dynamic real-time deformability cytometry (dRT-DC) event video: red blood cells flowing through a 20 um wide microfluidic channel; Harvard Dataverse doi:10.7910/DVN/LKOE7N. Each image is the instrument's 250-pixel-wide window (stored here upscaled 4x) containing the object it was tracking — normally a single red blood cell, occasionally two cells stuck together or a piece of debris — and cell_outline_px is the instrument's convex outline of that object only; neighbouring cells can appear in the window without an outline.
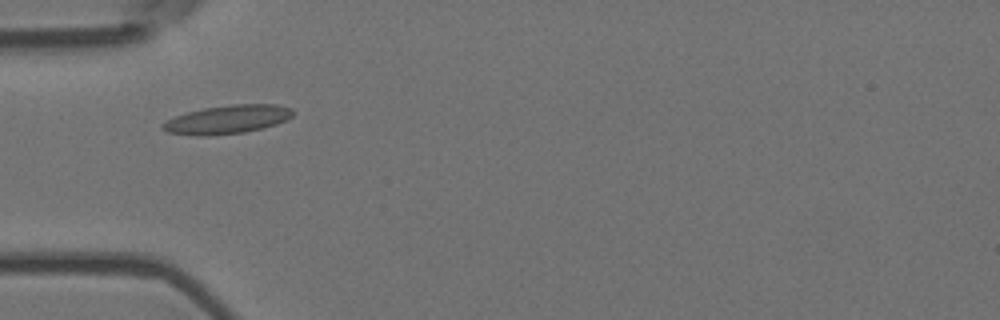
{"species": "Egyptian fruit bat (a non-hibernating species)", "species_latin": "Rousettus aegyptiacus", "temperature_condition": "room temperature", "stored_images_in_passage": 13, "camera_frame_rate_fps": 3000, "um_per_image_px": 0.085, "animal": {"sex": "female"}, "frame": {"image": 1, "passage_image": 3, "time_ms": 0.667, "image_size_px": [1000, 320], "cell_outline_px": [[292, 116], [288, 120], [264, 128], [244, 132], [208, 136], [192, 136], [168, 132], [160, 128], [160, 124], [176, 116], [188, 112], [204, 108], [232, 104], [276, 104], [292, 108]], "centroid_in_image_um": [19.33, 10.16], "position_along_channel_um": 65.7, "area_um2": 21.79}}
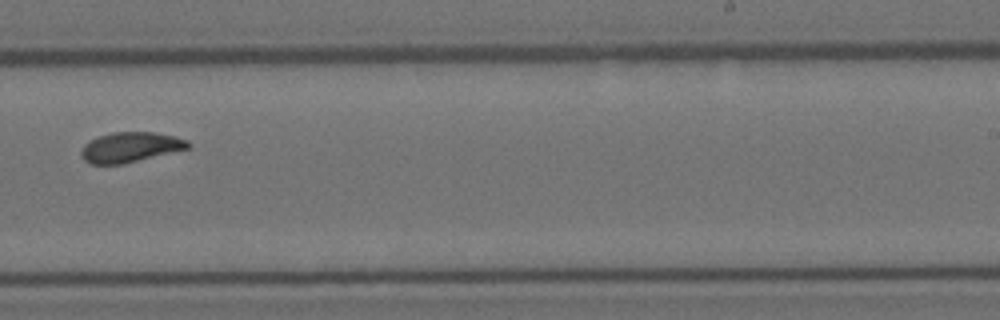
{"frame": {"image": 2, "passage_image": 8, "time_ms": 2.333, "image_size_px": [1000, 320], "cell_outline_px": [[192, 148], [124, 164], [88, 164], [80, 156], [80, 152], [84, 144], [100, 136], [112, 132], [156, 132], [188, 140], [192, 144]], "centroid_in_image_um": [11.11, 12.52], "position_along_channel_um": 277.9, "area_um2": 18.96}}
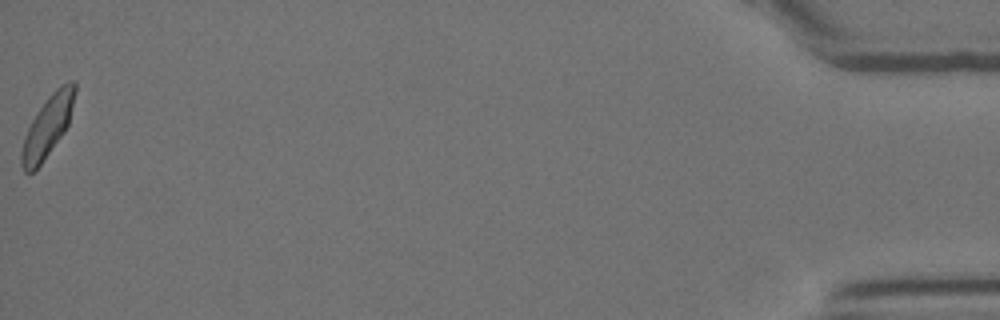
{"frame": {"image": 3, "passage_image": 13, "time_ms": 4.0, "image_size_px": [1000, 320], "cell_outline_px": [[76, 92], [68, 124], [64, 132], [40, 164], [32, 172], [24, 172], [20, 164], [20, 152], [24, 136], [36, 112], [48, 96], [60, 84], [68, 80], [76, 80]], "centroid_in_image_um": [4.04, 10.69], "position_along_channel_um": 431.2, "area_um2": 19.02}}